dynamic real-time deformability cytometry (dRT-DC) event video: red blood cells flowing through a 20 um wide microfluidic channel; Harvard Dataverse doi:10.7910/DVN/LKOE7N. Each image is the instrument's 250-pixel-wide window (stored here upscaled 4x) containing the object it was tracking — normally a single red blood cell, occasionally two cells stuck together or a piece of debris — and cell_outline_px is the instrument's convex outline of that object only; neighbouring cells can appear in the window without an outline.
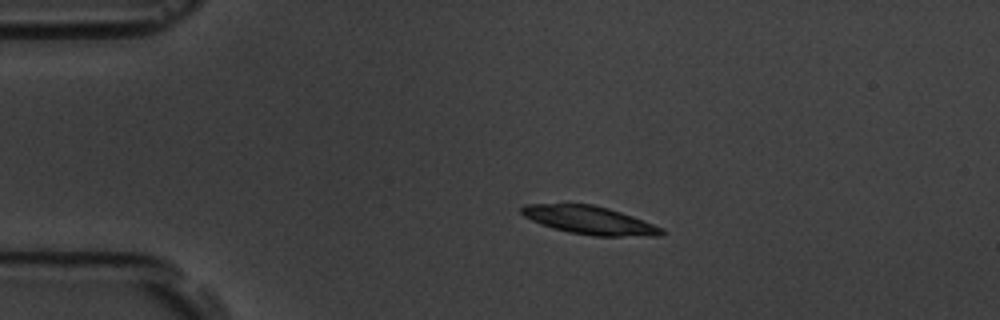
{"species": "common noctule bat (a hibernating species)", "species_latin": "Nyctalus noctula", "temperature_condition": "room temperature", "stored_images_in_passage": 9, "camera_frame_rate_fps": 3000, "um_per_image_px": 0.085, "animal": {"sex": "male", "body_mass_g": 19.5, "forearm_length_mm": 54.6}, "frame": {"image": 1, "passage_image": 1, "time_ms": 0.0, "image_size_px": [1000, 320], "cell_outline_px": [[664, 232], [660, 236], [596, 236], [568, 232], [552, 228], [540, 224], [524, 216], [520, 212], [520, 208], [524, 204], [592, 204], [608, 208], [632, 216], [664, 228]], "centroid_in_image_um": [50.1, 18.72], "position_along_channel_um": 34.9, "area_um2": 22.95}}
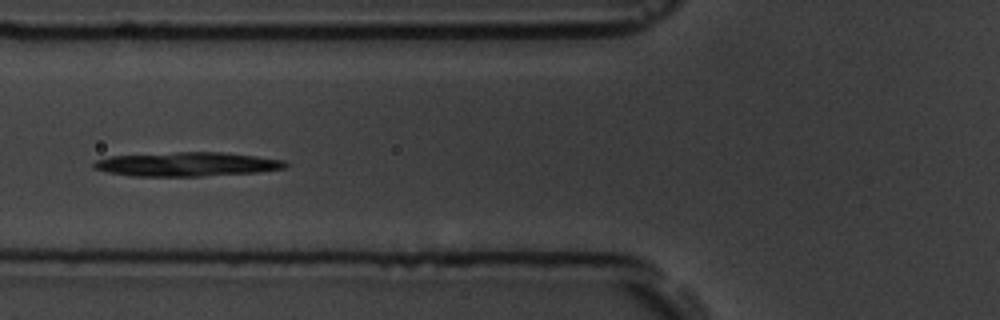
{"frame": {"image": 2, "passage_image": 4, "time_ms": 3.333, "image_size_px": [1000, 320], "cell_outline_px": [[288, 164], [284, 168], [256, 172], [200, 176], [132, 176], [108, 172], [92, 168], [92, 164], [96, 160], [112, 156], [176, 152], [220, 152], [256, 156], [284, 160]], "centroid_in_image_um": [15.86, 13.96], "position_along_channel_um": 109.9, "area_um2": 26.7}}
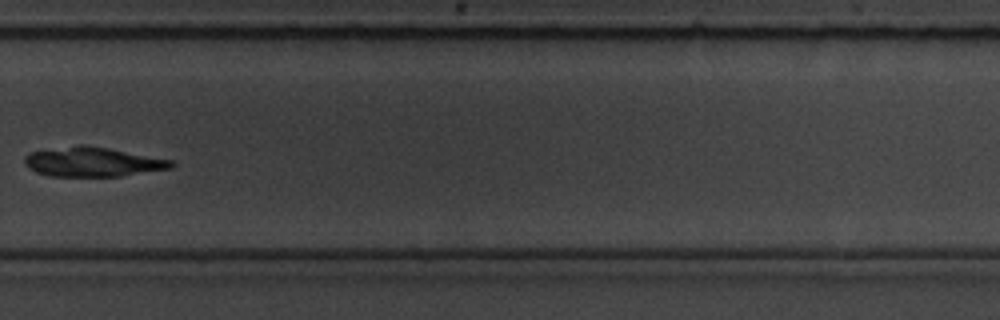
{"frame": {"image": 3, "passage_image": 9, "time_ms": 9.333, "image_size_px": [1000, 320], "cell_outline_px": [[176, 164], [172, 168], [120, 176], [48, 176], [36, 172], [28, 168], [24, 164], [24, 156], [28, 152], [80, 144], [88, 144], [172, 160]], "centroid_in_image_um": [7.84, 13.75], "position_along_channel_um": 322.0, "area_um2": 25.37}}